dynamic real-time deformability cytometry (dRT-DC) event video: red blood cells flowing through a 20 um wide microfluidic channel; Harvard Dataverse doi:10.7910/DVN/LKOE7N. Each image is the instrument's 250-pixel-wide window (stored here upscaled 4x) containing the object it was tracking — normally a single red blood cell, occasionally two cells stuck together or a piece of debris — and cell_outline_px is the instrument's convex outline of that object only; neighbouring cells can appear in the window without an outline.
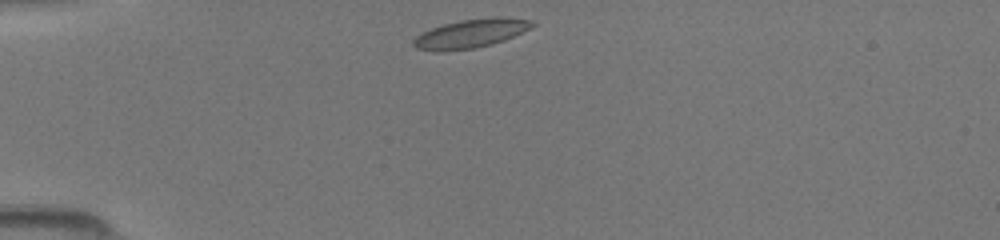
{"species": "common noctule bat (a hibernating species)", "species_latin": "Nyctalus noctula", "temperature_condition": "room temperature", "stored_images_in_passage": 36, "camera_frame_rate_fps": 3000, "um_per_image_px": 0.085, "animal": {"sex": "female", "body_mass_g": 19.5, "forearm_length_mm": 54.1}, "frame": {"image": 1, "passage_image": 1, "time_ms": 0.0, "image_size_px": [1000, 240], "cell_outline_px": [[536, 24], [532, 28], [504, 40], [492, 44], [476, 48], [440, 52], [436, 52], [416, 48], [412, 44], [412, 40], [416, 36], [432, 28], [444, 24], [460, 20], [496, 16], [504, 16], [532, 20]], "centroid_in_image_um": [40.04, 2.84], "position_along_channel_um": 45.0, "area_um2": 20.17}}
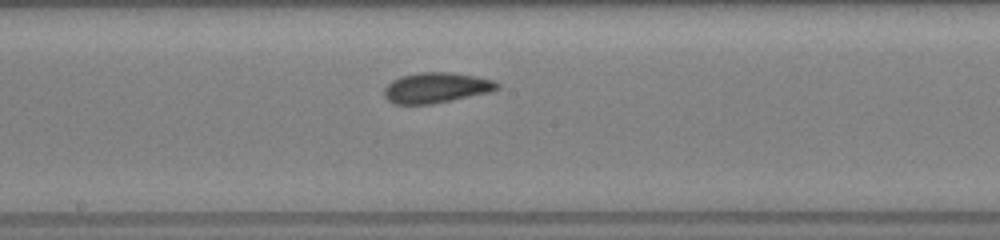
{"frame": {"image": 2, "passage_image": 15, "time_ms": 4.667, "image_size_px": [1000, 240], "cell_outline_px": [[500, 88], [488, 92], [452, 100], [432, 104], [396, 104], [388, 100], [384, 96], [384, 88], [392, 80], [400, 76], [420, 72], [448, 72], [476, 76], [492, 80], [500, 84]], "centroid_in_image_um": [37.06, 7.45], "position_along_channel_um": 211.1, "area_um2": 19.94}}
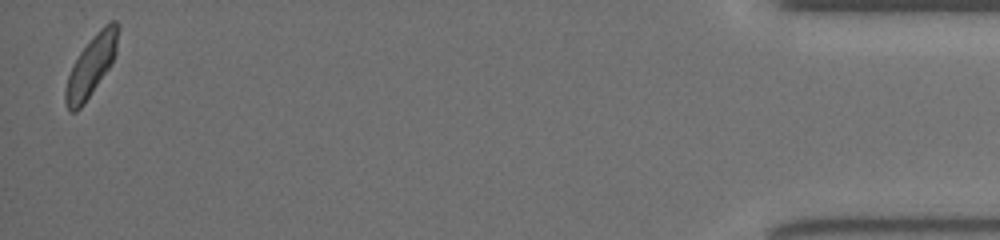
{"frame": {"image": 3, "passage_image": 36, "time_ms": 11.667, "image_size_px": [1000, 240], "cell_outline_px": [[120, 28], [116, 52], [108, 68], [84, 104], [76, 112], [68, 112], [64, 100], [64, 92], [68, 76], [80, 52], [92, 36], [108, 20], [116, 20], [120, 24]], "centroid_in_image_um": [7.76, 5.56], "position_along_channel_um": 427.4, "area_um2": 18.5}}